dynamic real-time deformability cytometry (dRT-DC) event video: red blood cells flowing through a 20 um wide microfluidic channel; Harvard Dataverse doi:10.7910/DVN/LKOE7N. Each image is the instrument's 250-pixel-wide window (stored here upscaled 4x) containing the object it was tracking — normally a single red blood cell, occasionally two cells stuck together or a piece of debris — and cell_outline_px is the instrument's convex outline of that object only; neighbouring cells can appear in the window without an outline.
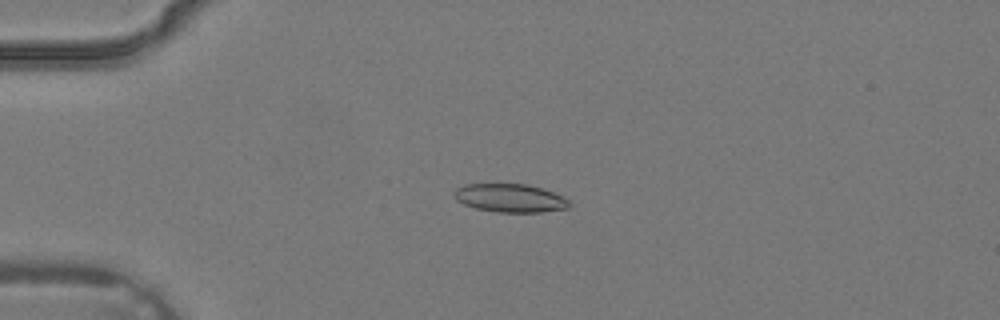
{"species": "common noctule bat (a hibernating species)", "species_latin": "Nyctalus noctula", "temperature_condition": "warm", "stored_images_in_passage": 2, "camera_frame_rate_fps": 3000, "um_per_image_px": 0.085, "animal": {"sex": "male", "body_mass_g": 19.2, "forearm_length_mm": 51.8}, "frame": {"image": 1, "passage_image": 2, "time_ms": 0.333, "image_size_px": [1000, 320], "cell_outline_px": [[572, 204], [568, 208], [540, 212], [500, 212], [476, 208], [464, 204], [456, 200], [452, 192], [456, 188], [464, 184], [496, 180], [528, 184], [552, 192], [568, 200]], "centroid_in_image_um": [43.27, 16.77], "position_along_channel_um": 41.7, "area_um2": 19.83}}